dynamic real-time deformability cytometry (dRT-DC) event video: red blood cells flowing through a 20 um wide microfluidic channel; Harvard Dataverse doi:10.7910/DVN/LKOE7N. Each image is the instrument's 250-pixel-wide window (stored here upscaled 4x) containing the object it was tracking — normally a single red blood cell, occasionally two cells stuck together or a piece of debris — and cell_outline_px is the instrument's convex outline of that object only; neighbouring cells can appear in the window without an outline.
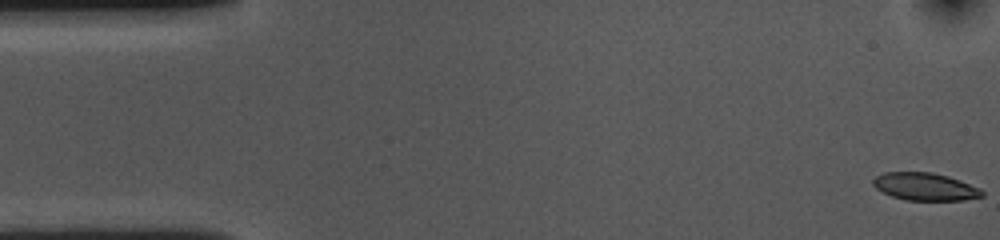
{"species": "common noctule bat (a hibernating species)", "species_latin": "Nyctalus noctula", "temperature_condition": "cold", "stored_images_in_passage": 55, "camera_frame_rate_fps": 3000, "um_per_image_px": 0.085, "animal": {"sex": "female", "body_mass_g": 10.0, "forearm_length_mm": 53.1}, "frame": {"image": 1, "passage_image": 1, "time_ms": 0.0, "image_size_px": [1000, 240], "cell_outline_px": [[984, 196], [964, 200], [904, 200], [892, 196], [876, 188], [872, 184], [872, 180], [876, 176], [884, 172], [932, 172], [948, 176], [960, 180], [980, 188], [984, 192]], "centroid_in_image_um": [78.64, 15.86], "position_along_channel_um": 6.4, "area_um2": 17.57}}
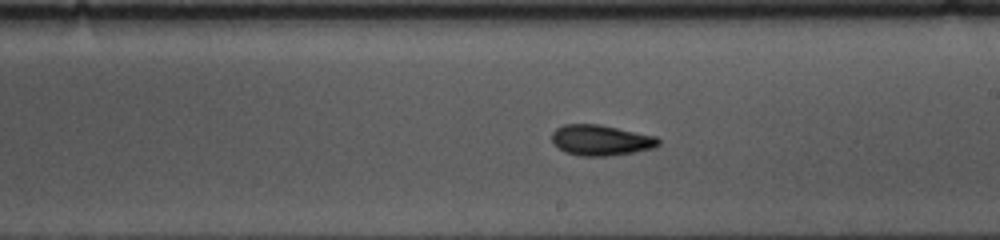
{"frame": {"image": 2, "passage_image": 30, "time_ms": 9.667, "image_size_px": [1000, 240], "cell_outline_px": [[660, 144], [656, 148], [636, 152], [608, 156], [580, 156], [564, 152], [552, 144], [552, 132], [556, 128], [564, 124], [600, 124], [656, 136], [660, 140]], "centroid_in_image_um": [51.07, 11.92], "position_along_channel_um": 237.9, "area_um2": 19.36}}
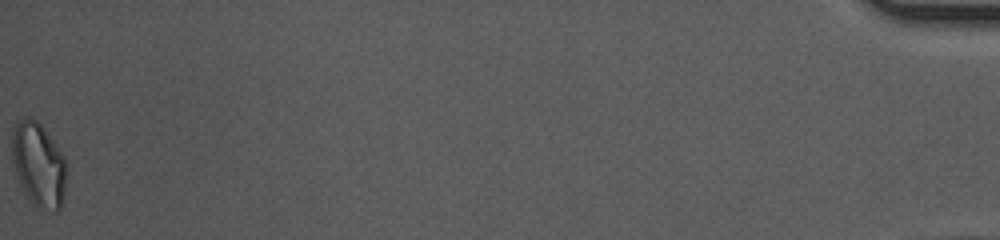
{"frame": {"image": 3, "passage_image": 55, "time_ms": 18.0, "image_size_px": [1000, 240], "cell_outline_px": [[68, 164], [64, 196], [60, 208], [56, 212], [52, 212], [36, 208], [32, 204], [20, 184], [12, 164], [12, 128], [16, 120], [28, 116], [36, 120], [44, 128], [64, 156]], "centroid_in_image_um": [3.29, 14.0], "position_along_channel_um": 431.9, "area_um2": 27.4}, "authors_computed_cell_mechanics": {"area_um2": 18.9006, "velocity_mm_per_s": 3.6063, "shape_relaxation_time_tau1_ms": 6.8307, "shape_relaxation_time_tau2_ms": 4.8901, "deformation_change_tau1": 0.1444, "deformation_change_tau2": 0.1046}}